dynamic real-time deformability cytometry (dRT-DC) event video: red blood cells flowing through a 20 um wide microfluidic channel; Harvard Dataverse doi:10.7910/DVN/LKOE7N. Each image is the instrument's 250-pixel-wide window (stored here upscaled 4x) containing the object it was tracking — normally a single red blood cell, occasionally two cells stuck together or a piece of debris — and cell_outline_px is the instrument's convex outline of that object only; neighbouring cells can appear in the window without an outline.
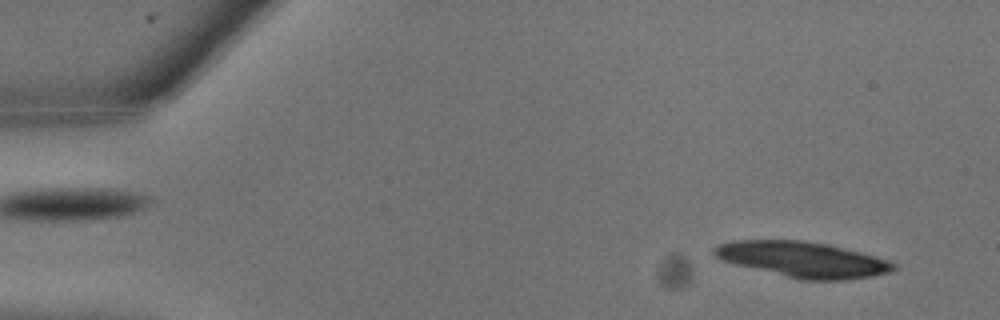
{"species": "common noctule bat (a hibernating species)", "species_latin": "Nyctalus noctula", "temperature_condition": "warm", "stored_images_in_passage": 8, "camera_frame_rate_fps": 3000, "um_per_image_px": 0.085, "animal": {"sex": "male", "body_mass_g": 13.3}, "frame": {"image": 1, "passage_image": 1, "time_ms": 0.0, "image_size_px": [1000, 320], "cell_outline_px": [[896, 268], [888, 272], [872, 276], [844, 280], [800, 280], [736, 264], [724, 260], [716, 256], [712, 252], [712, 248], [720, 244], [732, 240], [804, 240], [828, 244], [860, 252], [888, 260], [896, 264]], "centroid_in_image_um": [68.23, 22.05], "position_along_channel_um": 16.8, "area_um2": 36.99}}